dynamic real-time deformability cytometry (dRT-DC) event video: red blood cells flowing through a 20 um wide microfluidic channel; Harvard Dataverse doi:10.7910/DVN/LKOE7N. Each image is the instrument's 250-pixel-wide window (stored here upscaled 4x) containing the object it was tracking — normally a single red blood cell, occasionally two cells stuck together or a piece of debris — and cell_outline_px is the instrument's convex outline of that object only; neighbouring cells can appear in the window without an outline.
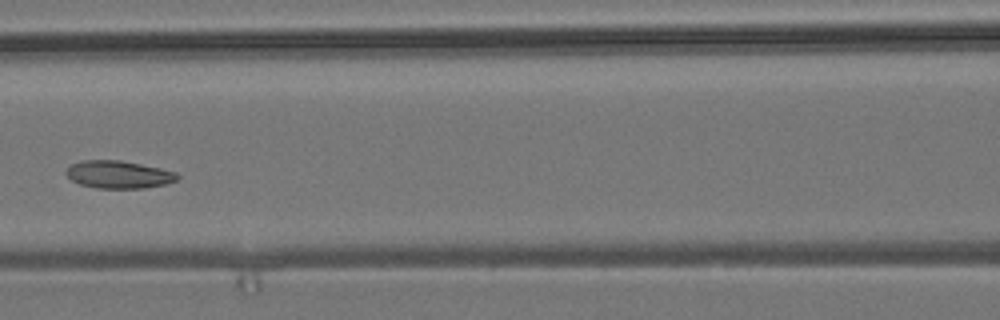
{"species": "common noctule bat (a hibernating species)", "species_latin": "Nyctalus noctula", "temperature_condition": "room temperature", "stored_images_in_passage": 7, "camera_frame_rate_fps": 3000, "um_per_image_px": 0.085, "animal": {"sex": "male", "body_mass_g": 19.2, "forearm_length_mm": 51.8}, "frame": {"image": 1, "passage_image": 6, "time_ms": 1.667, "image_size_px": [1000, 320], "cell_outline_px": [[180, 176], [176, 180], [168, 184], [144, 188], [96, 188], [80, 184], [72, 180], [64, 172], [72, 164], [84, 160], [120, 160], [160, 168], [176, 172]], "centroid_in_image_um": [10.1, 14.84], "position_along_channel_um": 156.5, "area_um2": 17.86}}
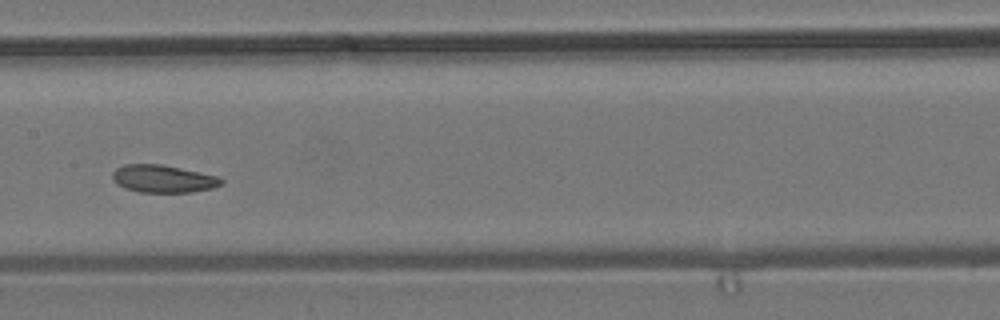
{"frame": {"image": 2, "passage_image": 7, "time_ms": 2.0, "image_size_px": [1000, 320], "cell_outline_px": [[224, 180], [220, 184], [212, 188], [192, 192], [140, 192], [124, 188], [116, 184], [112, 180], [112, 172], [116, 168], [124, 164], [160, 164], [216, 176]], "centroid_in_image_um": [13.79, 15.2], "position_along_channel_um": 193.6, "area_um2": 17.34}}